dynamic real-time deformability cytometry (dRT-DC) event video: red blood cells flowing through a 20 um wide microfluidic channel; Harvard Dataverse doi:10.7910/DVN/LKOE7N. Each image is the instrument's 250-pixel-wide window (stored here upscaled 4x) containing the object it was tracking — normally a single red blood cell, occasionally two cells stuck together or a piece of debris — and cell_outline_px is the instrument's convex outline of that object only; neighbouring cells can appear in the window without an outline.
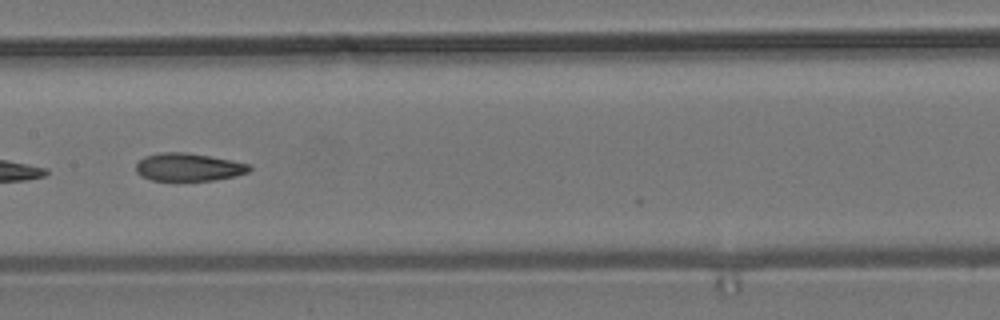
{"species": "common noctule bat (a hibernating species)", "species_latin": "Nyctalus noctula", "temperature_condition": "room temperature", "stored_images_in_passage": 8, "camera_frame_rate_fps": 3000, "um_per_image_px": 0.085, "animal": {"sex": "male", "body_mass_g": 19.2, "forearm_length_mm": 51.8}, "frame": {"image": 1, "passage_image": 8, "time_ms": 8.333, "image_size_px": [1000, 320], "cell_outline_px": [[252, 168], [248, 172], [236, 176], [216, 180], [152, 180], [140, 176], [136, 172], [136, 164], [144, 156], [160, 152], [188, 152], [232, 160], [252, 164]], "centroid_in_image_um": [16.04, 14.2], "position_along_channel_um": 191.4, "area_um2": 18.61}}